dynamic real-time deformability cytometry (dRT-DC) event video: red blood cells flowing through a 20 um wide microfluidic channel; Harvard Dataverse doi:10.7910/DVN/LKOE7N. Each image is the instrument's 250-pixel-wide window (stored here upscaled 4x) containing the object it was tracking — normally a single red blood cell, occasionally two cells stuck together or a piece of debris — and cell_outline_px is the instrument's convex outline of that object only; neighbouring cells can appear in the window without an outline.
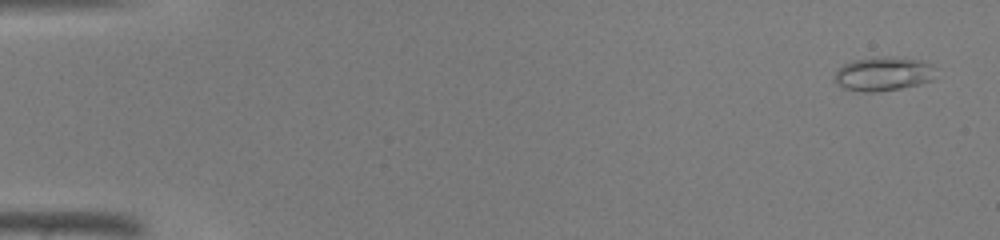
{"species": "common noctule bat (a hibernating species)", "species_latin": "Nyctalus noctula", "temperature_condition": "warm", "stored_images_in_passage": 45, "camera_frame_rate_fps": 3000, "um_per_image_px": 0.085, "animal": {"sex": "male", "body_mass_g": 19.0, "forearm_length_mm": 50.8}, "frame": {"image": 1, "passage_image": 2, "time_ms": 0.333, "image_size_px": [1000, 240], "cell_outline_px": [[932, 80], [920, 84], [900, 88], [876, 92], [864, 92], [844, 88], [836, 80], [836, 72], [844, 64], [856, 60], [884, 56], [916, 60], [928, 64]], "centroid_in_image_um": [75.02, 6.3], "position_along_channel_um": 10.0, "area_um2": 19.07}}
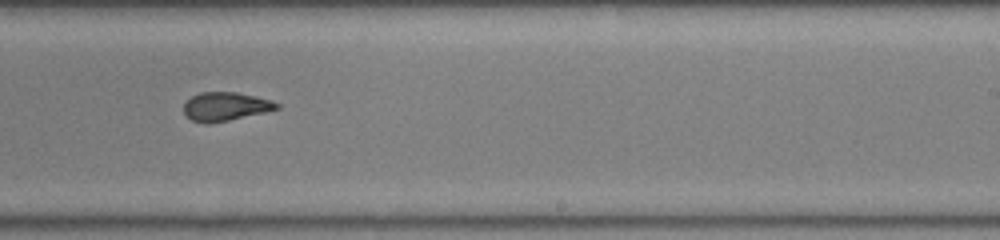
{"frame": {"image": 2, "passage_image": 29, "time_ms": 9.333, "image_size_px": [1000, 240], "cell_outline_px": [[280, 108], [264, 112], [228, 120], [208, 124], [192, 120], [184, 112], [184, 104], [192, 96], [200, 92], [236, 92], [256, 96], [272, 100], [280, 104]], "centroid_in_image_um": [19.18, 9.04], "position_along_channel_um": 269.8, "area_um2": 15.37}}
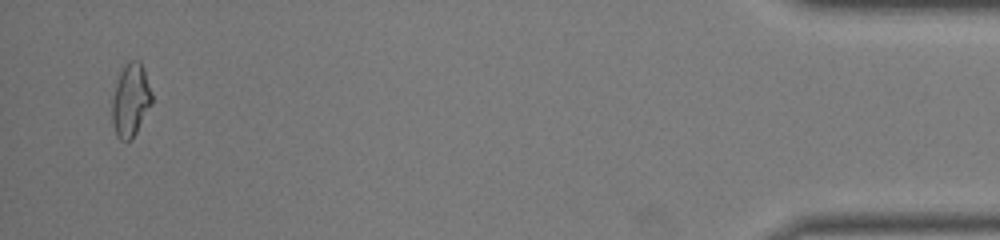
{"frame": {"image": 3, "passage_image": 44, "time_ms": 14.333, "image_size_px": [1000, 240], "cell_outline_px": [[152, 104], [136, 132], [128, 140], [120, 140], [116, 136], [112, 124], [112, 100], [116, 84], [120, 72], [124, 64], [128, 60], [140, 60], [152, 92]], "centroid_in_image_um": [11.1, 8.49], "position_along_channel_um": 424.1, "area_um2": 16.88}}